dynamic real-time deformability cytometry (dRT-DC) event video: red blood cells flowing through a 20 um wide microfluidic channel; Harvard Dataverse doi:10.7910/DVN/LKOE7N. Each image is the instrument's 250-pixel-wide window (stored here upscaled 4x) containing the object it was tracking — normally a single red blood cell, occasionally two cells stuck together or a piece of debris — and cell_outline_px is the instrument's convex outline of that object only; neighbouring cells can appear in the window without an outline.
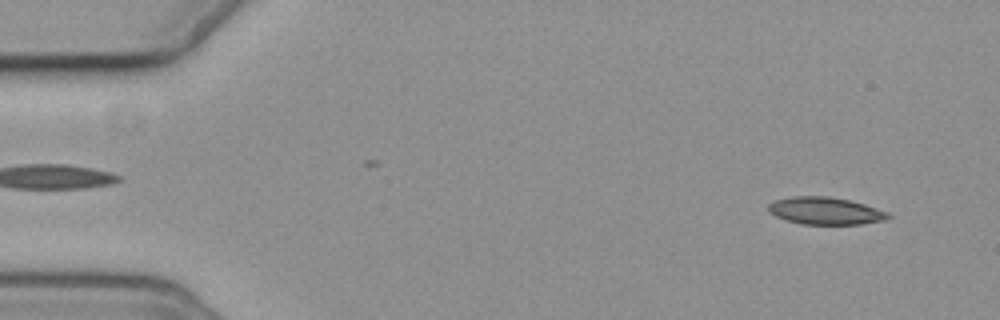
{"species": "common noctule bat (a hibernating species)", "species_latin": "Nyctalus noctula", "temperature_condition": "cold", "stored_images_in_passage": 4, "camera_frame_rate_fps": 3000, "um_per_image_px": 0.085, "animal": {"sex": "female", "body_mass_g": 19.3, "forearm_length_mm": 54.1}, "frame": {"image": 1, "passage_image": 1, "time_ms": 0.0, "image_size_px": [1000, 320], "cell_outline_px": [[892, 216], [884, 220], [860, 224], [800, 224], [776, 216], [768, 212], [768, 204], [776, 200], [792, 196], [828, 196], [848, 200], [864, 204], [888, 212]], "centroid_in_image_um": [70.14, 17.92], "position_along_channel_um": 14.9, "area_um2": 18.96}}